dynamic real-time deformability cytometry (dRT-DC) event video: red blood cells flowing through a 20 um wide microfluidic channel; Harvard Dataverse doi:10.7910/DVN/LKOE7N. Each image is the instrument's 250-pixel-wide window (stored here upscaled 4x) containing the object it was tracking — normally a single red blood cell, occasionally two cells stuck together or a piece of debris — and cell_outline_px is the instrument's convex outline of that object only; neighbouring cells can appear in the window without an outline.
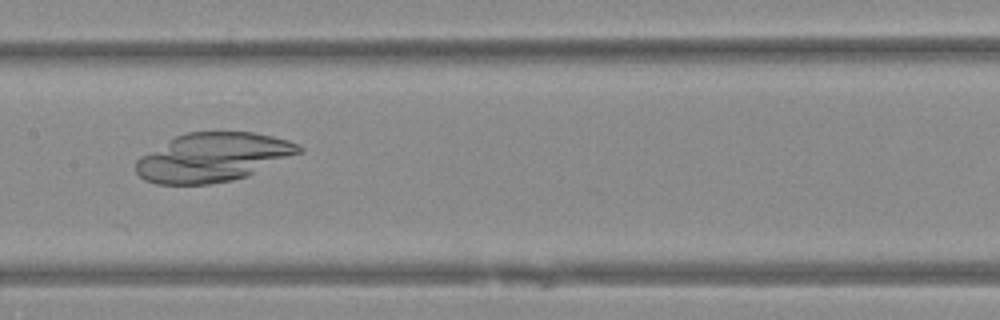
{"species": "Egyptian fruit bat (a non-hibernating species)", "species_latin": "Rousettus aegyptiacus", "temperature_condition": "warm", "stored_images_in_passage": 20, "camera_frame_rate_fps": 3000, "um_per_image_px": 0.085, "animal": {"sex": "female"}, "frame": {"image": 1, "passage_image": 14, "time_ms": 4.333, "image_size_px": [1000, 320], "cell_outline_px": [[304, 152], [248, 176], [232, 180], [208, 184], [156, 184], [144, 180], [136, 172], [136, 160], [140, 156], [168, 140], [176, 136], [188, 132], [252, 132], [272, 136], [288, 140], [300, 144], [304, 148]], "centroid_in_image_um": [18.13, 13.37], "position_along_channel_um": 189.3, "area_um2": 46.59}}
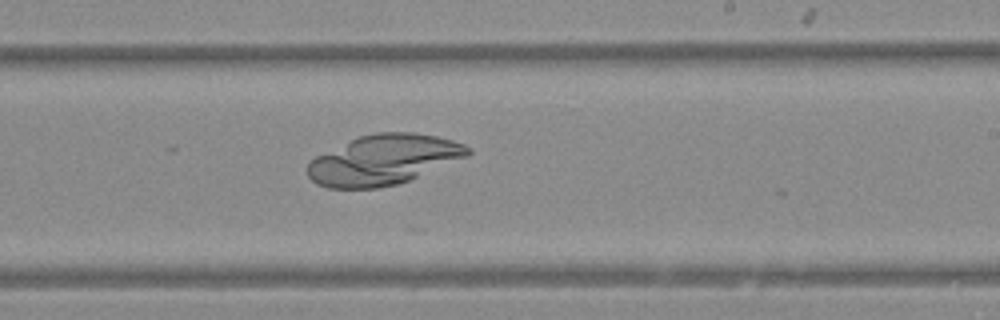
{"frame": {"image": 2, "passage_image": 19, "time_ms": 6.0, "image_size_px": [1000, 320], "cell_outline_px": [[472, 152], [468, 156], [408, 180], [396, 184], [376, 188], [328, 188], [316, 184], [308, 176], [308, 160], [316, 156], [360, 136], [376, 132], [412, 132], [436, 136], [452, 140], [464, 144], [472, 148]], "centroid_in_image_um": [32.6, 13.58], "position_along_channel_um": 256.4, "area_um2": 46.36}}